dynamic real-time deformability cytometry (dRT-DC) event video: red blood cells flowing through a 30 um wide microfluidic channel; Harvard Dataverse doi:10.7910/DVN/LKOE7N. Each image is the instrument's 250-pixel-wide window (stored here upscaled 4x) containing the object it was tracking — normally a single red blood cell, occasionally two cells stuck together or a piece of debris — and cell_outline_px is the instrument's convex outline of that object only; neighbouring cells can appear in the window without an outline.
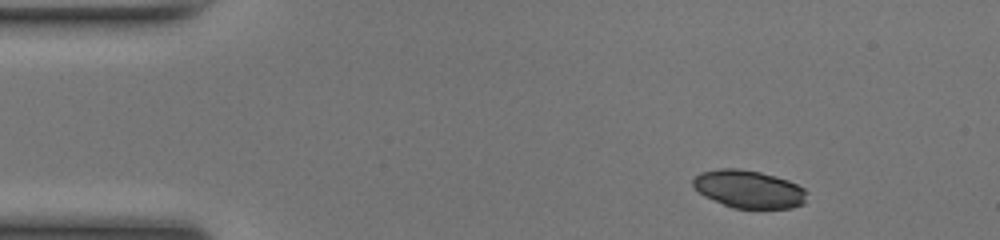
{"species": "common noctule bat (a hibernating species)", "species_latin": "Nyctalus noctula", "temperature_condition": "room temperature", "stored_images_in_passage": 5, "camera_frame_rate_fps": 3000, "um_per_image_px": 0.085, "animal": {"sex": "female", "body_mass_g": 17.0, "forearm_length_mm": 48.0}, "frame": {"image": 1, "passage_image": 1, "time_ms": 0.0, "image_size_px": [1000, 240], "cell_outline_px": [[808, 192], [804, 204], [792, 208], [732, 208], [704, 196], [692, 184], [692, 180], [700, 172], [720, 168], [740, 168], [760, 172], [776, 176], [788, 180], [804, 188]], "centroid_in_image_um": [63.67, 16.07], "position_along_channel_um": 21.3, "area_um2": 25.2}}